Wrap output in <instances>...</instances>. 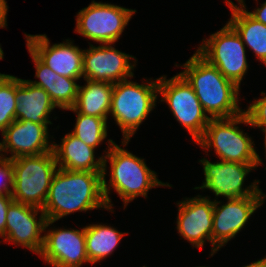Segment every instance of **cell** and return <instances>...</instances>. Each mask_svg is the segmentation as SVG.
I'll use <instances>...</instances> for the list:
<instances>
[{
    "label": "cell",
    "instance_id": "22",
    "mask_svg": "<svg viewBox=\"0 0 266 267\" xmlns=\"http://www.w3.org/2000/svg\"><path fill=\"white\" fill-rule=\"evenodd\" d=\"M227 21L240 35L243 43L253 51L257 60L266 66V25L252 18L243 7L229 8Z\"/></svg>",
    "mask_w": 266,
    "mask_h": 267
},
{
    "label": "cell",
    "instance_id": "17",
    "mask_svg": "<svg viewBox=\"0 0 266 267\" xmlns=\"http://www.w3.org/2000/svg\"><path fill=\"white\" fill-rule=\"evenodd\" d=\"M48 125L52 124L14 120L1 134L0 157L15 159L21 156H36L52 151L54 137L49 134Z\"/></svg>",
    "mask_w": 266,
    "mask_h": 267
},
{
    "label": "cell",
    "instance_id": "14",
    "mask_svg": "<svg viewBox=\"0 0 266 267\" xmlns=\"http://www.w3.org/2000/svg\"><path fill=\"white\" fill-rule=\"evenodd\" d=\"M46 222V215L41 208L13 201L7 210L5 237L0 243H13L39 255Z\"/></svg>",
    "mask_w": 266,
    "mask_h": 267
},
{
    "label": "cell",
    "instance_id": "26",
    "mask_svg": "<svg viewBox=\"0 0 266 267\" xmlns=\"http://www.w3.org/2000/svg\"><path fill=\"white\" fill-rule=\"evenodd\" d=\"M261 98H254L253 102L247 106V109H244V113L246 114L250 127L253 129L259 128L261 132H264L263 135L266 134V93L264 91L261 92Z\"/></svg>",
    "mask_w": 266,
    "mask_h": 267
},
{
    "label": "cell",
    "instance_id": "20",
    "mask_svg": "<svg viewBox=\"0 0 266 267\" xmlns=\"http://www.w3.org/2000/svg\"><path fill=\"white\" fill-rule=\"evenodd\" d=\"M32 62L35 66V78L38 81L29 80L30 83L47 91L51 101L60 110H66L75 105L79 84L76 78H69L57 74L44 63H42L28 48Z\"/></svg>",
    "mask_w": 266,
    "mask_h": 267
},
{
    "label": "cell",
    "instance_id": "16",
    "mask_svg": "<svg viewBox=\"0 0 266 267\" xmlns=\"http://www.w3.org/2000/svg\"><path fill=\"white\" fill-rule=\"evenodd\" d=\"M24 36L27 48L54 72L78 80L83 78L84 49L76 46L74 40L51 44L46 34L24 33Z\"/></svg>",
    "mask_w": 266,
    "mask_h": 267
},
{
    "label": "cell",
    "instance_id": "6",
    "mask_svg": "<svg viewBox=\"0 0 266 267\" xmlns=\"http://www.w3.org/2000/svg\"><path fill=\"white\" fill-rule=\"evenodd\" d=\"M160 102L168 105L174 119L183 126L194 143L204 135L210 117L204 111L195 91L187 80L177 73L167 79V75L158 78Z\"/></svg>",
    "mask_w": 266,
    "mask_h": 267
},
{
    "label": "cell",
    "instance_id": "4",
    "mask_svg": "<svg viewBox=\"0 0 266 267\" xmlns=\"http://www.w3.org/2000/svg\"><path fill=\"white\" fill-rule=\"evenodd\" d=\"M158 78H149L142 84L123 80L113 84L109 116L122 132L123 140H131L140 125L156 108Z\"/></svg>",
    "mask_w": 266,
    "mask_h": 267
},
{
    "label": "cell",
    "instance_id": "32",
    "mask_svg": "<svg viewBox=\"0 0 266 267\" xmlns=\"http://www.w3.org/2000/svg\"><path fill=\"white\" fill-rule=\"evenodd\" d=\"M236 2H238V4H235L233 1L231 0H226L225 4L226 6H228V8H232V7H242L245 4V0H236ZM257 4H258V0H256Z\"/></svg>",
    "mask_w": 266,
    "mask_h": 267
},
{
    "label": "cell",
    "instance_id": "21",
    "mask_svg": "<svg viewBox=\"0 0 266 267\" xmlns=\"http://www.w3.org/2000/svg\"><path fill=\"white\" fill-rule=\"evenodd\" d=\"M79 85L78 95L73 108L85 115L104 118L107 121L111 109L113 83L84 79Z\"/></svg>",
    "mask_w": 266,
    "mask_h": 267
},
{
    "label": "cell",
    "instance_id": "5",
    "mask_svg": "<svg viewBox=\"0 0 266 267\" xmlns=\"http://www.w3.org/2000/svg\"><path fill=\"white\" fill-rule=\"evenodd\" d=\"M241 124L250 125L244 112L230 118H211L196 144L207 153L214 149L221 161L263 165L253 138L240 129Z\"/></svg>",
    "mask_w": 266,
    "mask_h": 267
},
{
    "label": "cell",
    "instance_id": "2",
    "mask_svg": "<svg viewBox=\"0 0 266 267\" xmlns=\"http://www.w3.org/2000/svg\"><path fill=\"white\" fill-rule=\"evenodd\" d=\"M130 140L121 141L122 146L114 144L106 151L103 167V193L111 213L114 209L110 197L111 189L114 190L123 201L124 209L130 202L138 197H148V192L155 187H172L168 182L158 179L155 171L151 170L144 158H140L123 146H127ZM109 163V165H107ZM109 166V167H108ZM110 168V169H109ZM110 179L107 181V170Z\"/></svg>",
    "mask_w": 266,
    "mask_h": 267
},
{
    "label": "cell",
    "instance_id": "31",
    "mask_svg": "<svg viewBox=\"0 0 266 267\" xmlns=\"http://www.w3.org/2000/svg\"><path fill=\"white\" fill-rule=\"evenodd\" d=\"M242 267H266V256Z\"/></svg>",
    "mask_w": 266,
    "mask_h": 267
},
{
    "label": "cell",
    "instance_id": "28",
    "mask_svg": "<svg viewBox=\"0 0 266 267\" xmlns=\"http://www.w3.org/2000/svg\"><path fill=\"white\" fill-rule=\"evenodd\" d=\"M12 196L0 195V238L5 237L6 215L9 205L13 202Z\"/></svg>",
    "mask_w": 266,
    "mask_h": 267
},
{
    "label": "cell",
    "instance_id": "33",
    "mask_svg": "<svg viewBox=\"0 0 266 267\" xmlns=\"http://www.w3.org/2000/svg\"><path fill=\"white\" fill-rule=\"evenodd\" d=\"M4 59V51L2 50L1 44H0V60Z\"/></svg>",
    "mask_w": 266,
    "mask_h": 267
},
{
    "label": "cell",
    "instance_id": "27",
    "mask_svg": "<svg viewBox=\"0 0 266 267\" xmlns=\"http://www.w3.org/2000/svg\"><path fill=\"white\" fill-rule=\"evenodd\" d=\"M14 170L12 159L0 157V195L12 196Z\"/></svg>",
    "mask_w": 266,
    "mask_h": 267
},
{
    "label": "cell",
    "instance_id": "15",
    "mask_svg": "<svg viewBox=\"0 0 266 267\" xmlns=\"http://www.w3.org/2000/svg\"><path fill=\"white\" fill-rule=\"evenodd\" d=\"M210 198L198 194L177 201L176 229L179 236L194 248L201 249L208 241L211 244V257L214 200Z\"/></svg>",
    "mask_w": 266,
    "mask_h": 267
},
{
    "label": "cell",
    "instance_id": "34",
    "mask_svg": "<svg viewBox=\"0 0 266 267\" xmlns=\"http://www.w3.org/2000/svg\"><path fill=\"white\" fill-rule=\"evenodd\" d=\"M265 138H264V148H265V154H266V134L263 135ZM265 159H266V155H265Z\"/></svg>",
    "mask_w": 266,
    "mask_h": 267
},
{
    "label": "cell",
    "instance_id": "8",
    "mask_svg": "<svg viewBox=\"0 0 266 267\" xmlns=\"http://www.w3.org/2000/svg\"><path fill=\"white\" fill-rule=\"evenodd\" d=\"M196 51L214 65L226 79L241 87L250 65L247 61L246 46L228 22L208 38L202 39Z\"/></svg>",
    "mask_w": 266,
    "mask_h": 267
},
{
    "label": "cell",
    "instance_id": "1",
    "mask_svg": "<svg viewBox=\"0 0 266 267\" xmlns=\"http://www.w3.org/2000/svg\"><path fill=\"white\" fill-rule=\"evenodd\" d=\"M102 173L58 168L42 208L47 220L56 222L76 212L109 210L103 193Z\"/></svg>",
    "mask_w": 266,
    "mask_h": 267
},
{
    "label": "cell",
    "instance_id": "7",
    "mask_svg": "<svg viewBox=\"0 0 266 267\" xmlns=\"http://www.w3.org/2000/svg\"><path fill=\"white\" fill-rule=\"evenodd\" d=\"M15 202L43 208L52 178L58 169L54 151L12 159Z\"/></svg>",
    "mask_w": 266,
    "mask_h": 267
},
{
    "label": "cell",
    "instance_id": "9",
    "mask_svg": "<svg viewBox=\"0 0 266 267\" xmlns=\"http://www.w3.org/2000/svg\"><path fill=\"white\" fill-rule=\"evenodd\" d=\"M136 12V9L92 0L78 11L74 30L96 44H116Z\"/></svg>",
    "mask_w": 266,
    "mask_h": 267
},
{
    "label": "cell",
    "instance_id": "23",
    "mask_svg": "<svg viewBox=\"0 0 266 267\" xmlns=\"http://www.w3.org/2000/svg\"><path fill=\"white\" fill-rule=\"evenodd\" d=\"M128 232H121L115 227L97 223L85 226V246L89 264L101 263L113 254Z\"/></svg>",
    "mask_w": 266,
    "mask_h": 267
},
{
    "label": "cell",
    "instance_id": "29",
    "mask_svg": "<svg viewBox=\"0 0 266 267\" xmlns=\"http://www.w3.org/2000/svg\"><path fill=\"white\" fill-rule=\"evenodd\" d=\"M246 12L254 18L256 21L261 22L266 25V1H264L261 6L256 7L253 11L247 10L246 4L242 6Z\"/></svg>",
    "mask_w": 266,
    "mask_h": 267
},
{
    "label": "cell",
    "instance_id": "10",
    "mask_svg": "<svg viewBox=\"0 0 266 267\" xmlns=\"http://www.w3.org/2000/svg\"><path fill=\"white\" fill-rule=\"evenodd\" d=\"M198 162L203 167L204 180L201 186H196L193 189L209 190L215 195L214 201L221 196L225 199L260 196V180H253L249 186L244 185L245 180H247L246 177L254 169H257L258 164H244L221 160L211 162L207 158H201Z\"/></svg>",
    "mask_w": 266,
    "mask_h": 267
},
{
    "label": "cell",
    "instance_id": "25",
    "mask_svg": "<svg viewBox=\"0 0 266 267\" xmlns=\"http://www.w3.org/2000/svg\"><path fill=\"white\" fill-rule=\"evenodd\" d=\"M16 76L0 73V132L16 120Z\"/></svg>",
    "mask_w": 266,
    "mask_h": 267
},
{
    "label": "cell",
    "instance_id": "3",
    "mask_svg": "<svg viewBox=\"0 0 266 267\" xmlns=\"http://www.w3.org/2000/svg\"><path fill=\"white\" fill-rule=\"evenodd\" d=\"M179 72L191 85L204 111L210 118H230L240 115V88L197 51L182 65ZM239 104V105H238Z\"/></svg>",
    "mask_w": 266,
    "mask_h": 267
},
{
    "label": "cell",
    "instance_id": "30",
    "mask_svg": "<svg viewBox=\"0 0 266 267\" xmlns=\"http://www.w3.org/2000/svg\"><path fill=\"white\" fill-rule=\"evenodd\" d=\"M8 4L6 0H0V28L7 29Z\"/></svg>",
    "mask_w": 266,
    "mask_h": 267
},
{
    "label": "cell",
    "instance_id": "11",
    "mask_svg": "<svg viewBox=\"0 0 266 267\" xmlns=\"http://www.w3.org/2000/svg\"><path fill=\"white\" fill-rule=\"evenodd\" d=\"M265 200L266 193L260 189V196L226 199V203L214 201L212 257L246 227L250 217Z\"/></svg>",
    "mask_w": 266,
    "mask_h": 267
},
{
    "label": "cell",
    "instance_id": "18",
    "mask_svg": "<svg viewBox=\"0 0 266 267\" xmlns=\"http://www.w3.org/2000/svg\"><path fill=\"white\" fill-rule=\"evenodd\" d=\"M96 159V149L86 145L71 132L61 138L60 144L53 141V151L58 168L69 171L103 172L106 151Z\"/></svg>",
    "mask_w": 266,
    "mask_h": 267
},
{
    "label": "cell",
    "instance_id": "13",
    "mask_svg": "<svg viewBox=\"0 0 266 267\" xmlns=\"http://www.w3.org/2000/svg\"><path fill=\"white\" fill-rule=\"evenodd\" d=\"M55 221L47 220L43 246L38 255L52 267H81L89 260L85 246V226L75 228L50 227ZM49 227V228H48Z\"/></svg>",
    "mask_w": 266,
    "mask_h": 267
},
{
    "label": "cell",
    "instance_id": "12",
    "mask_svg": "<svg viewBox=\"0 0 266 267\" xmlns=\"http://www.w3.org/2000/svg\"><path fill=\"white\" fill-rule=\"evenodd\" d=\"M89 45L83 53V79L115 84L134 77L135 56L119 51L114 43Z\"/></svg>",
    "mask_w": 266,
    "mask_h": 267
},
{
    "label": "cell",
    "instance_id": "19",
    "mask_svg": "<svg viewBox=\"0 0 266 267\" xmlns=\"http://www.w3.org/2000/svg\"><path fill=\"white\" fill-rule=\"evenodd\" d=\"M16 100V120L53 124L50 116L57 107L43 88L16 77Z\"/></svg>",
    "mask_w": 266,
    "mask_h": 267
},
{
    "label": "cell",
    "instance_id": "24",
    "mask_svg": "<svg viewBox=\"0 0 266 267\" xmlns=\"http://www.w3.org/2000/svg\"><path fill=\"white\" fill-rule=\"evenodd\" d=\"M76 114V122L71 133L86 145L97 148L104 141L107 142L109 149L115 141L113 139L106 140L108 136V122L104 118L89 116L77 112L73 107L66 109Z\"/></svg>",
    "mask_w": 266,
    "mask_h": 267
}]
</instances>
